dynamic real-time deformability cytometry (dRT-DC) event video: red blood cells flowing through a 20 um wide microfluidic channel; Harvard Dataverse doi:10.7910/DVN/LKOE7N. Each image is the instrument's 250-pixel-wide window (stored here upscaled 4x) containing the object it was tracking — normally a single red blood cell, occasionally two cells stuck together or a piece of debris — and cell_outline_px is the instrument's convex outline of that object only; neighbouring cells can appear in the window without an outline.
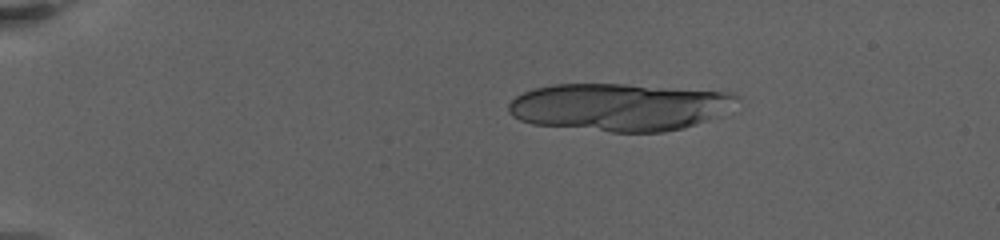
{"species": "human", "species_latin": "Homo sapiens", "temperature_condition": "warm", "stored_images_in_passage": 45, "camera_frame_rate_fps": 3000, "um_per_image_px": 0.085, "donor": {"sex": "female"}, "frame": {"image": 1, "passage_image": 6, "time_ms": 3.667, "image_size_px": [1000, 240], "cell_outline_px": [[740, 100], [708, 120], [684, 128], [664, 132], [612, 132], [532, 124], [520, 120], [512, 116], [508, 112], [508, 104], [516, 96], [532, 88], [556, 84], [624, 84], [736, 92], [740, 96]], "centroid_in_image_um": [52.63, 9.09], "position_along_channel_um": 32.4, "area_um2": 63.46}}
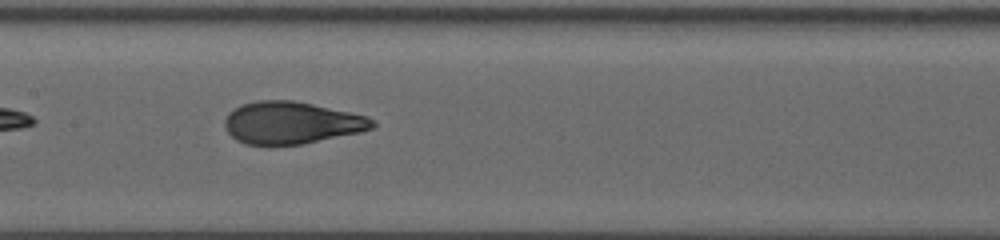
{"frame": {"image": 2, "passage_image": 21, "time_ms": 11.333, "image_size_px": [1000, 240], "cell_outline_px": [[376, 124], [372, 128], [360, 132], [300, 144], [268, 148], [244, 144], [236, 140], [224, 128], [224, 120], [228, 112], [240, 104], [256, 100], [292, 100], [312, 104], [368, 116], [376, 120]], "centroid_in_image_um": [24.71, 10.46], "position_along_channel_um": 182.7, "area_um2": 37.05}}
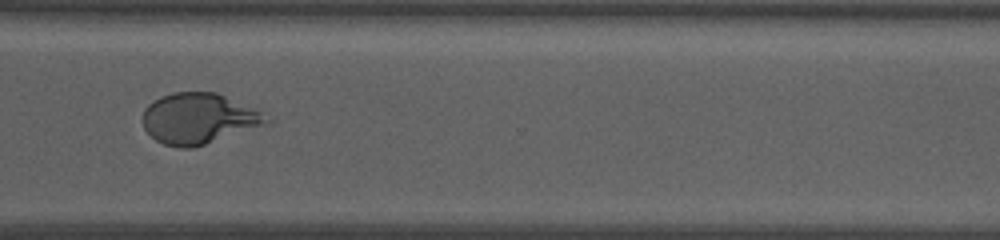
{"frame": {"image": 3, "passage_image": 36, "time_ms": 16.667, "image_size_px": [1000, 240], "cell_outline_px": [[272, 124], [192, 148], [180, 148], [164, 144], [156, 140], [144, 128], [144, 108], [148, 104], [160, 96], [172, 92], [216, 92], [256, 108], [272, 120]], "centroid_in_image_um": [16.95, 10.08], "position_along_channel_um": 353.6, "area_um2": 36.93}, "authors_computed_cell_mechanics": {"area_um2": 37.6278, "velocity_mm_per_s": 3.2112, "shape_relaxation_time_tau1_ms": 6.0021, "shape_relaxation_time_tau2_ms": null, "deformation_change_tau1": 0.2481, "deformation_change_tau2": null}}